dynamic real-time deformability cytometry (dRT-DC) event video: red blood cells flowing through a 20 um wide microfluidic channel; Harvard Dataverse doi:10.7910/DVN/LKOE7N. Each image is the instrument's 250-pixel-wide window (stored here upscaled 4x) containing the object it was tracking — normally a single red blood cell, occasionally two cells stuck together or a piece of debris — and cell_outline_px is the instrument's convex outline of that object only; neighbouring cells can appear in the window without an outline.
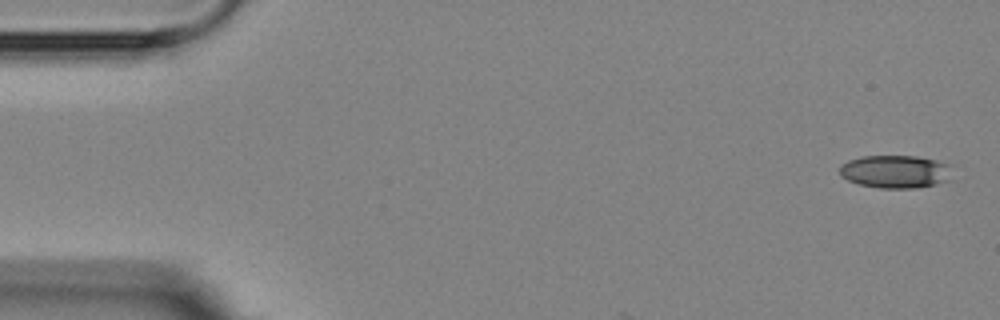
{"species": "Egyptian fruit bat (a non-hibernating species)", "species_latin": "Rousettus aegyptiacus", "temperature_condition": "room temperature", "stored_images_in_passage": 4, "camera_frame_rate_fps": 3000, "um_per_image_px": 0.085, "animal": {"sex": "female"}, "frame": {"image": 1, "passage_image": 1, "time_ms": 0.0, "image_size_px": [1000, 320], "cell_outline_px": [[952, 164], [948, 180], [936, 184], [916, 188], [880, 188], [860, 184], [848, 180], [840, 176], [840, 164], [848, 160], [864, 156], [916, 156], [936, 160]], "centroid_in_image_um": [76.11, 14.58], "position_along_channel_um": 8.9, "area_um2": 21.68}}